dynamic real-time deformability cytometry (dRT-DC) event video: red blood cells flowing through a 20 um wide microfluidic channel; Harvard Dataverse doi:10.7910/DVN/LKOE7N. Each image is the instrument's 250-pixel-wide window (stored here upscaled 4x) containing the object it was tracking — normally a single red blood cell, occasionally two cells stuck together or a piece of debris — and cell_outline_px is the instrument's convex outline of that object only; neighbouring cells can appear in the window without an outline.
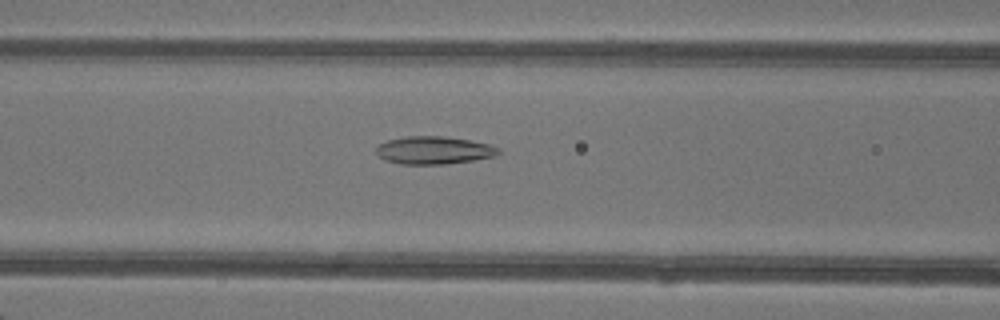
{"species": "common noctule bat (a hibernating species)", "species_latin": "Nyctalus noctula", "temperature_condition": "warm", "stored_images_in_passage": 49, "camera_frame_rate_fps": 3000, "um_per_image_px": 0.085, "animal": {"sex": "female"}, "frame": {"image": 1, "passage_image": 21, "time_ms": 6.667, "image_size_px": [1000, 320], "cell_outline_px": [[500, 152], [496, 156], [472, 160], [444, 164], [400, 164], [384, 160], [376, 152], [376, 148], [380, 144], [388, 140], [404, 136], [444, 136], [468, 140], [488, 144], [500, 148]], "centroid_in_image_um": [36.87, 12.77], "position_along_channel_um": 129.7, "area_um2": 19.71}}
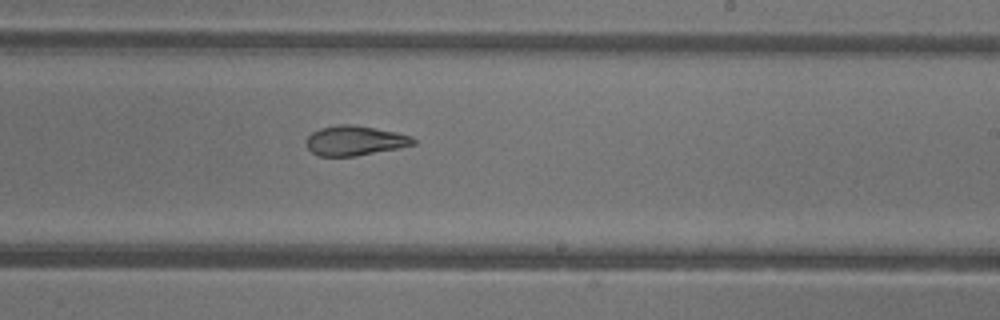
{"frame": {"image": 2, "passage_image": 30, "time_ms": 9.667, "image_size_px": [1000, 320], "cell_outline_px": [[416, 144], [356, 156], [320, 156], [312, 152], [308, 148], [304, 140], [312, 132], [320, 128], [340, 124], [352, 124], [396, 132], [412, 136], [416, 140]], "centroid_in_image_um": [30.14, 11.95], "position_along_channel_um": 258.9, "area_um2": 18.5}}
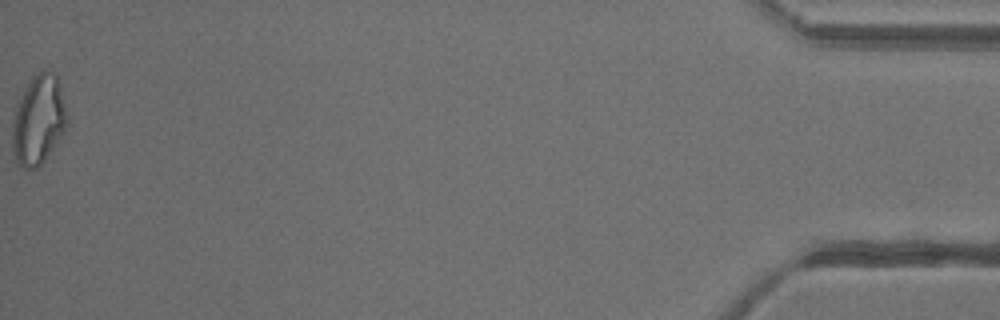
{"frame": {"image": 3, "passage_image": 49, "time_ms": 16.0, "image_size_px": [1000, 320], "cell_outline_px": [[68, 124], [64, 132], [44, 160], [36, 168], [24, 168], [12, 156], [12, 128], [16, 108], [28, 84], [44, 68], [48, 68], [56, 76], [60, 84], [68, 116]], "centroid_in_image_um": [3.3, 10.21], "position_along_channel_um": 431.9, "area_um2": 28.15}, "authors_computed_cell_mechanics": {"area_um2": 22.4842, "velocity_mm_per_s": 4.3102, "shape_relaxation_time_tau1_ms": null, "shape_relaxation_time_tau2_ms": 1.9099, "deformation_change_tau1": null, "deformation_change_tau2": 0.0877}}